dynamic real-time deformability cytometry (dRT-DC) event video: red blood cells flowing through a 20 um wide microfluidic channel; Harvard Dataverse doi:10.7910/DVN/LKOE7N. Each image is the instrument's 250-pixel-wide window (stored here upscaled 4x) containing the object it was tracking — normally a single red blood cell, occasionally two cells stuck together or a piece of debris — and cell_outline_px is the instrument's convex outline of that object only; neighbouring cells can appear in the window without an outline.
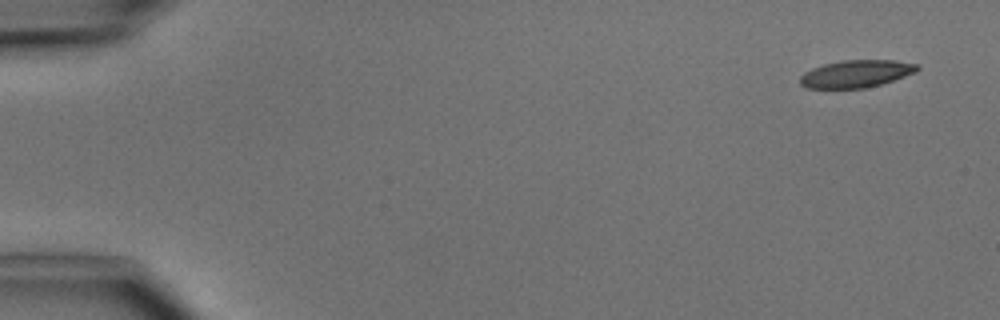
{"species": "common noctule bat (a hibernating species)", "species_latin": "Nyctalus noctula", "temperature_condition": "cold", "stored_images_in_passage": 6, "camera_frame_rate_fps": 3000, "um_per_image_px": 0.085, "animal": {"sex": "male", "body_mass_g": 15.6}, "frame": {"image": 1, "passage_image": 1, "time_ms": 0.0, "image_size_px": [1000, 320], "cell_outline_px": [[920, 68], [916, 72], [880, 84], [864, 88], [804, 88], [800, 84], [800, 76], [804, 72], [812, 68], [824, 64], [844, 60], [896, 60], [920, 64]], "centroid_in_image_um": [72.77, 6.26], "position_along_channel_um": 12.2, "area_um2": 18.73}}
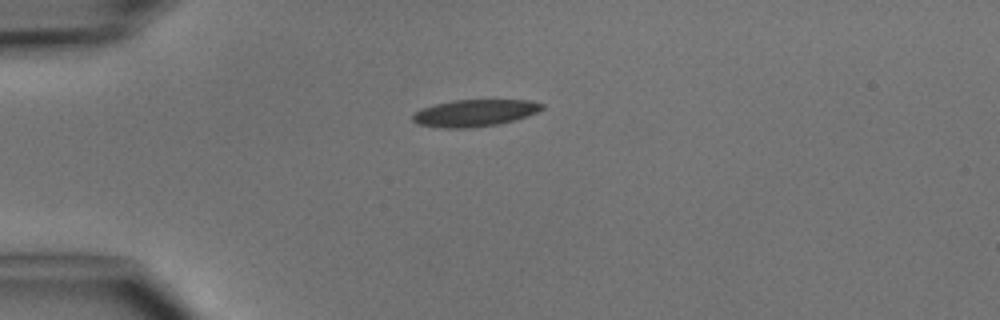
{"frame": {"image": 2, "passage_image": 3, "time_ms": 3.333, "image_size_px": [1000, 320], "cell_outline_px": [[544, 108], [528, 116], [516, 120], [500, 124], [468, 128], [440, 128], [416, 124], [412, 120], [412, 116], [420, 108], [452, 100], [528, 100], [544, 104]], "centroid_in_image_um": [40.34, 9.61], "position_along_channel_um": 44.7, "area_um2": 20.46}}
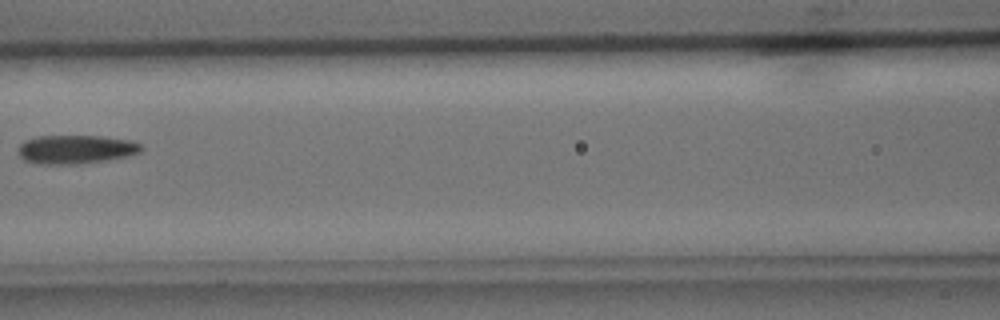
{"frame": {"image": 3, "passage_image": 6, "time_ms": 6.667, "image_size_px": [1000, 320], "cell_outline_px": [[144, 148], [140, 152], [128, 156], [104, 160], [76, 164], [40, 164], [24, 160], [20, 156], [20, 144], [24, 140], [36, 136], [100, 136], [132, 140], [140, 144]], "centroid_in_image_um": [6.46, 12.69], "position_along_channel_um": 160.1, "area_um2": 20.52}}